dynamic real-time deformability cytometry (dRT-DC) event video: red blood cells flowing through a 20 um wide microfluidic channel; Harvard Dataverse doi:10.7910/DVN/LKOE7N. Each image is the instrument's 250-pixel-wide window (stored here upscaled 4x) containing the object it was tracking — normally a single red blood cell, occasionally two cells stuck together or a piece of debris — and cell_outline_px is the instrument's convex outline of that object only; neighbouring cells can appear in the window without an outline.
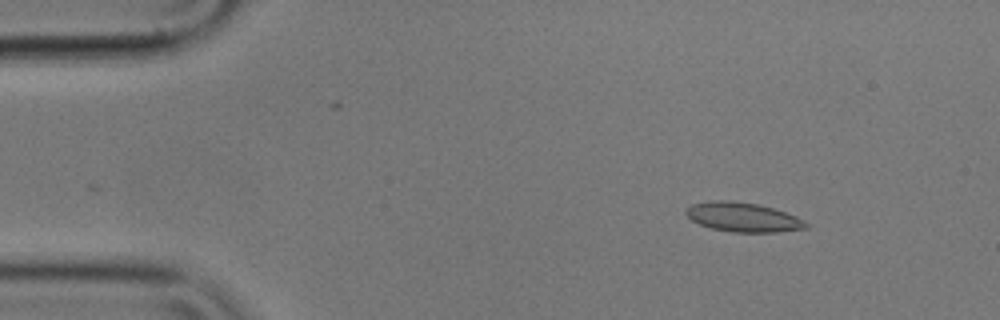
{"species": "common noctule bat (a hibernating species)", "species_latin": "Nyctalus noctula", "temperature_condition": "cold", "stored_images_in_passage": 3, "camera_frame_rate_fps": 3000, "um_per_image_px": 0.085, "animal": {"sex": "male", "body_mass_g": 17.9}, "frame": {"image": 1, "passage_image": 1, "time_ms": 0.0, "image_size_px": [1000, 320], "cell_outline_px": [[812, 224], [808, 228], [776, 232], [732, 232], [712, 228], [700, 224], [692, 220], [684, 212], [692, 204], [712, 200], [728, 200], [760, 204], [796, 216]], "centroid_in_image_um": [63.19, 18.46], "position_along_channel_um": 21.8, "area_um2": 20.52}}
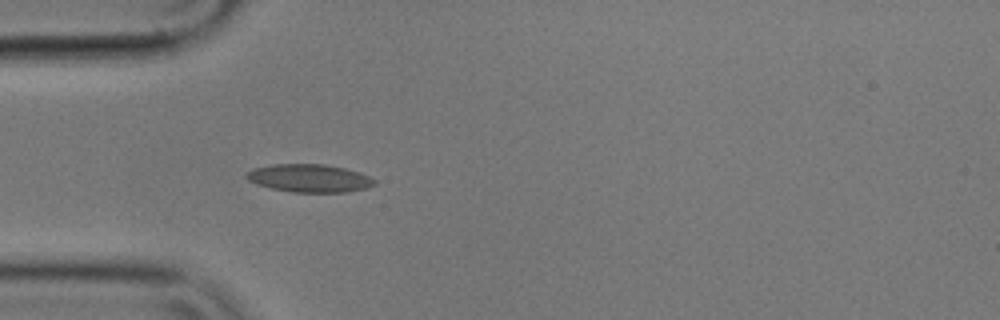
{"frame": {"image": 2, "passage_image": 3, "time_ms": 0.667, "image_size_px": [1000, 320], "cell_outline_px": [[376, 184], [368, 188], [348, 192], [292, 192], [272, 188], [256, 184], [248, 180], [244, 176], [244, 172], [252, 168], [272, 164], [324, 164], [344, 168], [360, 172], [376, 180]], "centroid_in_image_um": [26.28, 15.14], "position_along_channel_um": 58.7, "area_um2": 21.1}}